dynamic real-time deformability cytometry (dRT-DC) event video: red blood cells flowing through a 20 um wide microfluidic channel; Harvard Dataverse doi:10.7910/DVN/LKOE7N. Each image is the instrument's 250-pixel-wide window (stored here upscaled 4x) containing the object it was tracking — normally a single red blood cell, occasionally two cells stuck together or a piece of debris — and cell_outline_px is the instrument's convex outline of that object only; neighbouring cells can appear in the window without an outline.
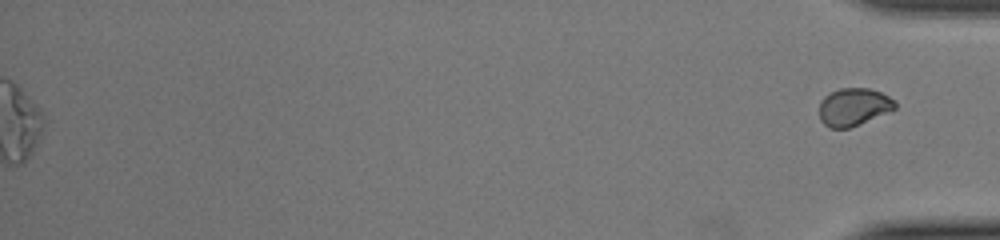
{"species": "common noctule bat (a hibernating species)", "species_latin": "Nyctalus noctula", "temperature_condition": "cold", "stored_images_in_passage": 45, "segment_of_instrument_passage": [2, 2], "camera_frame_rate_fps": 3000, "um_per_image_px": 0.085, "animal": {"sex": "female", "body_mass_g": 22.0, "forearm_length_mm": 56.7}, "frame": {"image": 1, "passage_image": 45, "time_ms": 14.667, "image_size_px": [1000, 240], "cell_outline_px": [[896, 108], [848, 128], [828, 128], [820, 120], [820, 100], [824, 96], [840, 88], [868, 88], [880, 92], [896, 100]], "centroid_in_image_um": [72.53, 9.08], "position_along_channel_um": 362.7, "area_um2": 16.42}}